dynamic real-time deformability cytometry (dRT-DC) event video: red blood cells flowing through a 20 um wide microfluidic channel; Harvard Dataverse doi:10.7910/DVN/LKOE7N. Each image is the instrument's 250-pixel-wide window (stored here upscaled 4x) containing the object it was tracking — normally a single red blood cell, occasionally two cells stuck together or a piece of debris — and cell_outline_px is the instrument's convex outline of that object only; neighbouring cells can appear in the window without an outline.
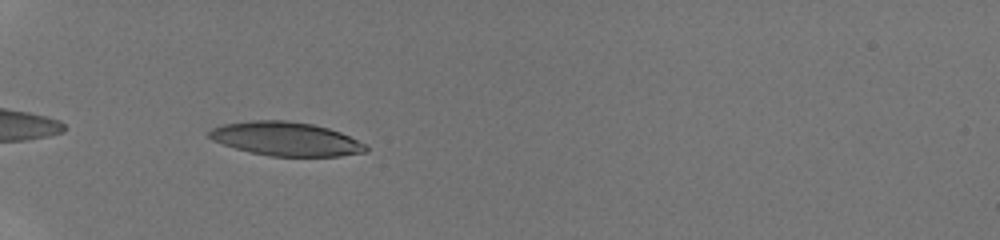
{"species": "human", "species_latin": "Homo sapiens", "temperature_condition": "room temperature", "stored_images_in_passage": 31, "camera_frame_rate_fps": 3000, "um_per_image_px": 0.085, "donor": {"sex": "male"}, "frame": {"image": 1, "passage_image": 2, "time_ms": 0.333, "image_size_px": [1000, 240], "cell_outline_px": [[368, 152], [340, 156], [272, 156], [252, 152], [236, 148], [212, 140], [208, 136], [208, 132], [212, 128], [224, 124], [252, 120], [284, 120], [312, 124], [328, 128], [340, 132], [364, 144], [368, 148]], "centroid_in_image_um": [24.31, 11.8], "position_along_channel_um": 60.7, "area_um2": 30.58}}
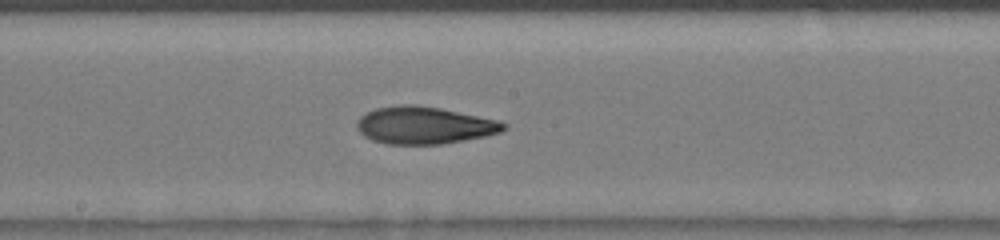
{"frame": {"image": 2, "passage_image": 13, "time_ms": 4.0, "image_size_px": [1000, 240], "cell_outline_px": [[508, 128], [500, 132], [484, 136], [464, 140], [440, 144], [388, 144], [372, 140], [364, 136], [356, 128], [356, 124], [360, 116], [376, 108], [404, 104], [416, 104], [440, 108], [500, 120], [508, 124]], "centroid_in_image_um": [36.08, 10.64], "position_along_channel_um": 212.1, "area_um2": 31.96}}
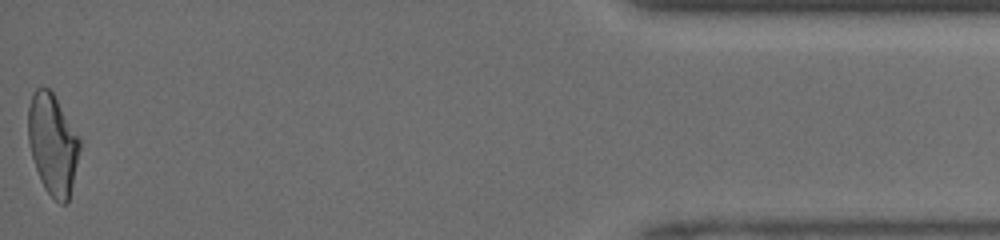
{"frame": {"image": 3, "passage_image": 31, "time_ms": 10.0, "image_size_px": [1000, 240], "cell_outline_px": [[80, 148], [72, 184], [68, 200], [64, 204], [60, 204], [44, 188], [40, 180], [32, 156], [28, 140], [28, 108], [32, 92], [36, 88], [48, 88], [52, 92], [80, 140]], "centroid_in_image_um": [4.45, 12.25], "position_along_channel_um": 430.7, "area_um2": 29.65}}